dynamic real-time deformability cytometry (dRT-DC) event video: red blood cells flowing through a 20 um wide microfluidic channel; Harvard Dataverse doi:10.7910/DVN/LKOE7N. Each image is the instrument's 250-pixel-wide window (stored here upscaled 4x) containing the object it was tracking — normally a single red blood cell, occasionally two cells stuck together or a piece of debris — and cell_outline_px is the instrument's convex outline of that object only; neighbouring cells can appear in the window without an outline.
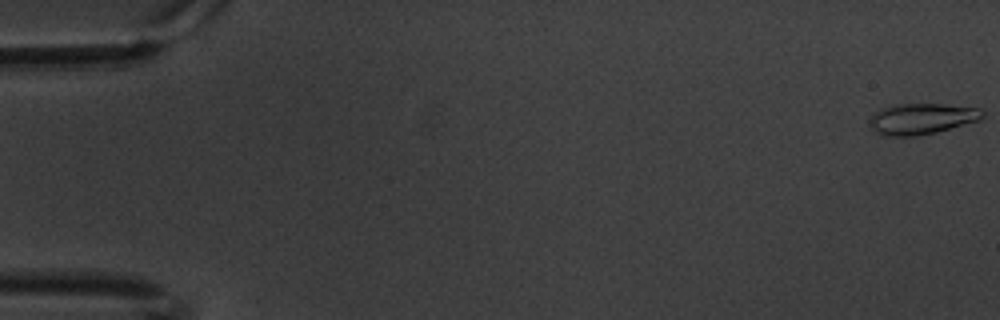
{"species": "common noctule bat (a hibernating species)", "species_latin": "Nyctalus noctula", "temperature_condition": "warm", "stored_images_in_passage": 61, "camera_frame_rate_fps": 3000, "um_per_image_px": 0.085, "animal": {"sex": "male", "body_mass_g": 20.1, "forearm_length_mm": 53.5}, "frame": {"image": 1, "passage_image": 1, "time_ms": 0.0, "image_size_px": [1000, 320], "cell_outline_px": [[984, 116], [980, 120], [936, 132], [916, 136], [880, 136], [868, 124], [868, 120], [880, 108], [892, 104], [944, 104], [980, 108], [984, 112]], "centroid_in_image_um": [78.31, 10.09], "position_along_channel_um": 6.7, "area_um2": 20.58}}
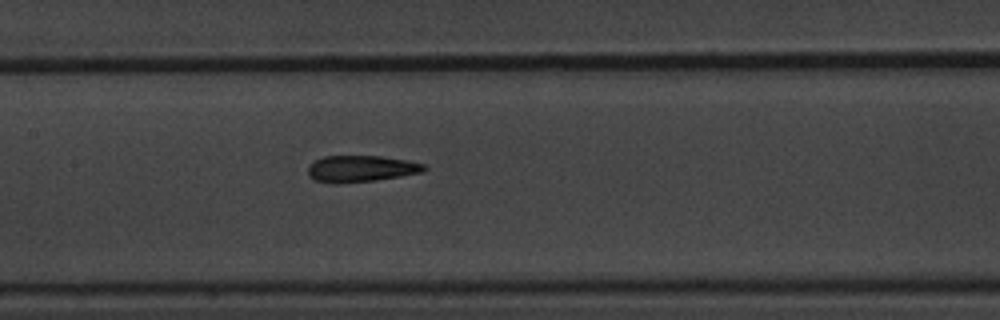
{"frame": {"image": 2, "passage_image": 30, "time_ms": 9.667, "image_size_px": [1000, 320], "cell_outline_px": [[428, 168], [424, 172], [376, 180], [312, 180], [308, 176], [308, 164], [324, 156], [380, 156], [408, 160], [424, 164]], "centroid_in_image_um": [30.75, 14.29], "position_along_channel_um": 176.6, "area_um2": 17.22}}
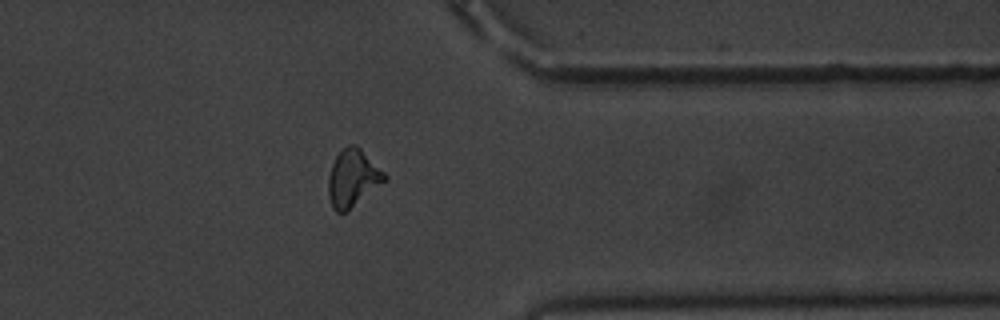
{"frame": {"image": 3, "passage_image": 49, "time_ms": 16.0, "image_size_px": [1000, 320], "cell_outline_px": [[388, 180], [344, 212], [336, 212], [332, 208], [328, 196], [328, 176], [332, 164], [336, 156], [348, 144], [356, 144], [388, 176]], "centroid_in_image_um": [29.98, 15.13], "position_along_channel_um": 381.4, "area_um2": 18.61}, "authors_computed_cell_mechanics": {"area_um2": 18.2648, "velocity_mm_per_s": 3.3634, "shape_relaxation_time_tau1_ms": 7.2875, "shape_relaxation_time_tau2_ms": 3.4021, "deformation_change_tau1": 0.2044, "deformation_change_tau2": 0.1241}}